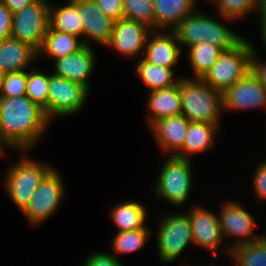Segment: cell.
Returning a JSON list of instances; mask_svg holds the SVG:
<instances>
[{"instance_id":"cell-1","label":"cell","mask_w":266,"mask_h":266,"mask_svg":"<svg viewBox=\"0 0 266 266\" xmlns=\"http://www.w3.org/2000/svg\"><path fill=\"white\" fill-rule=\"evenodd\" d=\"M49 123L44 110L27 95L0 97V126L12 147L28 151Z\"/></svg>"},{"instance_id":"cell-2","label":"cell","mask_w":266,"mask_h":266,"mask_svg":"<svg viewBox=\"0 0 266 266\" xmlns=\"http://www.w3.org/2000/svg\"><path fill=\"white\" fill-rule=\"evenodd\" d=\"M182 115L190 122L219 125L223 110V94L201 78H180ZM222 109V110H221Z\"/></svg>"},{"instance_id":"cell-3","label":"cell","mask_w":266,"mask_h":266,"mask_svg":"<svg viewBox=\"0 0 266 266\" xmlns=\"http://www.w3.org/2000/svg\"><path fill=\"white\" fill-rule=\"evenodd\" d=\"M172 31L180 45L187 47L205 41L225 51L233 49L244 39L222 23L196 10Z\"/></svg>"},{"instance_id":"cell-4","label":"cell","mask_w":266,"mask_h":266,"mask_svg":"<svg viewBox=\"0 0 266 266\" xmlns=\"http://www.w3.org/2000/svg\"><path fill=\"white\" fill-rule=\"evenodd\" d=\"M253 50L252 43L243 39L233 49L223 51L202 79L223 93L251 71Z\"/></svg>"},{"instance_id":"cell-5","label":"cell","mask_w":266,"mask_h":266,"mask_svg":"<svg viewBox=\"0 0 266 266\" xmlns=\"http://www.w3.org/2000/svg\"><path fill=\"white\" fill-rule=\"evenodd\" d=\"M24 155L9 168L5 187L13 203L24 212L43 178L53 169L45 162L34 161Z\"/></svg>"},{"instance_id":"cell-6","label":"cell","mask_w":266,"mask_h":266,"mask_svg":"<svg viewBox=\"0 0 266 266\" xmlns=\"http://www.w3.org/2000/svg\"><path fill=\"white\" fill-rule=\"evenodd\" d=\"M191 182L190 161L170 154L159 172L154 191L157 197H162L170 205L179 207L189 198Z\"/></svg>"},{"instance_id":"cell-7","label":"cell","mask_w":266,"mask_h":266,"mask_svg":"<svg viewBox=\"0 0 266 266\" xmlns=\"http://www.w3.org/2000/svg\"><path fill=\"white\" fill-rule=\"evenodd\" d=\"M50 4L37 0L13 13L11 37L19 39L34 48L41 49L49 28Z\"/></svg>"},{"instance_id":"cell-8","label":"cell","mask_w":266,"mask_h":266,"mask_svg":"<svg viewBox=\"0 0 266 266\" xmlns=\"http://www.w3.org/2000/svg\"><path fill=\"white\" fill-rule=\"evenodd\" d=\"M163 218L157 231L156 241L160 259L167 264L175 260L190 242L193 244V237L187 214H168Z\"/></svg>"},{"instance_id":"cell-9","label":"cell","mask_w":266,"mask_h":266,"mask_svg":"<svg viewBox=\"0 0 266 266\" xmlns=\"http://www.w3.org/2000/svg\"><path fill=\"white\" fill-rule=\"evenodd\" d=\"M48 120L53 116L75 114L87 99L89 90L77 82L64 77L50 75L48 86Z\"/></svg>"},{"instance_id":"cell-10","label":"cell","mask_w":266,"mask_h":266,"mask_svg":"<svg viewBox=\"0 0 266 266\" xmlns=\"http://www.w3.org/2000/svg\"><path fill=\"white\" fill-rule=\"evenodd\" d=\"M61 178L59 172L52 169L37 187L29 206L23 212L31 225H39L58 209L65 191Z\"/></svg>"},{"instance_id":"cell-11","label":"cell","mask_w":266,"mask_h":266,"mask_svg":"<svg viewBox=\"0 0 266 266\" xmlns=\"http://www.w3.org/2000/svg\"><path fill=\"white\" fill-rule=\"evenodd\" d=\"M223 236H235L241 240H237L234 244L225 250L230 255L232 248L242 244H246L259 239L261 236H251L254 231L255 223L253 217L247 212L241 204L234 201H226L221 213L218 215Z\"/></svg>"},{"instance_id":"cell-12","label":"cell","mask_w":266,"mask_h":266,"mask_svg":"<svg viewBox=\"0 0 266 266\" xmlns=\"http://www.w3.org/2000/svg\"><path fill=\"white\" fill-rule=\"evenodd\" d=\"M223 110L266 108V88L250 71L245 77L223 93Z\"/></svg>"},{"instance_id":"cell-13","label":"cell","mask_w":266,"mask_h":266,"mask_svg":"<svg viewBox=\"0 0 266 266\" xmlns=\"http://www.w3.org/2000/svg\"><path fill=\"white\" fill-rule=\"evenodd\" d=\"M152 33L155 31L147 25L123 18L114 23L111 40L106 47L128 57L135 56L143 50L147 37L153 35Z\"/></svg>"},{"instance_id":"cell-14","label":"cell","mask_w":266,"mask_h":266,"mask_svg":"<svg viewBox=\"0 0 266 266\" xmlns=\"http://www.w3.org/2000/svg\"><path fill=\"white\" fill-rule=\"evenodd\" d=\"M78 7L83 22V37L85 45H89L88 39L107 46L111 40L114 23L106 16L95 0H72Z\"/></svg>"},{"instance_id":"cell-15","label":"cell","mask_w":266,"mask_h":266,"mask_svg":"<svg viewBox=\"0 0 266 266\" xmlns=\"http://www.w3.org/2000/svg\"><path fill=\"white\" fill-rule=\"evenodd\" d=\"M188 212L186 214L191 223L193 245L210 249L217 258L216 251L220 242L223 241L219 217L200 206H195Z\"/></svg>"},{"instance_id":"cell-16","label":"cell","mask_w":266,"mask_h":266,"mask_svg":"<svg viewBox=\"0 0 266 266\" xmlns=\"http://www.w3.org/2000/svg\"><path fill=\"white\" fill-rule=\"evenodd\" d=\"M91 47L85 45L73 54L56 59L54 64L55 72L53 74L77 82L89 90L88 78L94 70L96 62L95 54Z\"/></svg>"},{"instance_id":"cell-17","label":"cell","mask_w":266,"mask_h":266,"mask_svg":"<svg viewBox=\"0 0 266 266\" xmlns=\"http://www.w3.org/2000/svg\"><path fill=\"white\" fill-rule=\"evenodd\" d=\"M190 121L184 115L156 120L149 127L162 152L175 155L183 146Z\"/></svg>"},{"instance_id":"cell-18","label":"cell","mask_w":266,"mask_h":266,"mask_svg":"<svg viewBox=\"0 0 266 266\" xmlns=\"http://www.w3.org/2000/svg\"><path fill=\"white\" fill-rule=\"evenodd\" d=\"M154 34L156 35L153 38H149L150 41L147 37L143 58L152 64L173 68L178 63L182 51L174 32L170 30L167 34H159L155 31Z\"/></svg>"},{"instance_id":"cell-19","label":"cell","mask_w":266,"mask_h":266,"mask_svg":"<svg viewBox=\"0 0 266 266\" xmlns=\"http://www.w3.org/2000/svg\"><path fill=\"white\" fill-rule=\"evenodd\" d=\"M38 52L19 39L8 37L0 42V69L7 73L25 71Z\"/></svg>"},{"instance_id":"cell-20","label":"cell","mask_w":266,"mask_h":266,"mask_svg":"<svg viewBox=\"0 0 266 266\" xmlns=\"http://www.w3.org/2000/svg\"><path fill=\"white\" fill-rule=\"evenodd\" d=\"M147 101L149 125L161 118L182 115L180 77L178 82L169 88L149 92Z\"/></svg>"},{"instance_id":"cell-21","label":"cell","mask_w":266,"mask_h":266,"mask_svg":"<svg viewBox=\"0 0 266 266\" xmlns=\"http://www.w3.org/2000/svg\"><path fill=\"white\" fill-rule=\"evenodd\" d=\"M197 0H153L154 3V31L170 27L173 30L189 14L193 13Z\"/></svg>"},{"instance_id":"cell-22","label":"cell","mask_w":266,"mask_h":266,"mask_svg":"<svg viewBox=\"0 0 266 266\" xmlns=\"http://www.w3.org/2000/svg\"><path fill=\"white\" fill-rule=\"evenodd\" d=\"M219 126L207 122H190L182 148L174 155L190 160L188 155L206 151L215 145L214 134Z\"/></svg>"},{"instance_id":"cell-23","label":"cell","mask_w":266,"mask_h":266,"mask_svg":"<svg viewBox=\"0 0 266 266\" xmlns=\"http://www.w3.org/2000/svg\"><path fill=\"white\" fill-rule=\"evenodd\" d=\"M85 46L83 40L70 33L52 29L50 26L38 51V58L43 54L54 57L55 60L73 54Z\"/></svg>"},{"instance_id":"cell-24","label":"cell","mask_w":266,"mask_h":266,"mask_svg":"<svg viewBox=\"0 0 266 266\" xmlns=\"http://www.w3.org/2000/svg\"><path fill=\"white\" fill-rule=\"evenodd\" d=\"M49 26L78 38L84 33L81 15L72 0H69L68 4L61 8L50 5Z\"/></svg>"},{"instance_id":"cell-25","label":"cell","mask_w":266,"mask_h":266,"mask_svg":"<svg viewBox=\"0 0 266 266\" xmlns=\"http://www.w3.org/2000/svg\"><path fill=\"white\" fill-rule=\"evenodd\" d=\"M113 222L118 232L133 231L145 228L146 210L141 203L122 202L111 211Z\"/></svg>"},{"instance_id":"cell-26","label":"cell","mask_w":266,"mask_h":266,"mask_svg":"<svg viewBox=\"0 0 266 266\" xmlns=\"http://www.w3.org/2000/svg\"><path fill=\"white\" fill-rule=\"evenodd\" d=\"M136 73L148 87L149 92L169 88L175 85L179 78L174 80L172 68H165L146 61L143 57L136 65Z\"/></svg>"},{"instance_id":"cell-27","label":"cell","mask_w":266,"mask_h":266,"mask_svg":"<svg viewBox=\"0 0 266 266\" xmlns=\"http://www.w3.org/2000/svg\"><path fill=\"white\" fill-rule=\"evenodd\" d=\"M189 63L194 73V78H203L217 61L223 50L209 42H201L189 46Z\"/></svg>"},{"instance_id":"cell-28","label":"cell","mask_w":266,"mask_h":266,"mask_svg":"<svg viewBox=\"0 0 266 266\" xmlns=\"http://www.w3.org/2000/svg\"><path fill=\"white\" fill-rule=\"evenodd\" d=\"M50 75H44L39 70L27 72L26 95L41 109L44 110L48 118V86Z\"/></svg>"},{"instance_id":"cell-29","label":"cell","mask_w":266,"mask_h":266,"mask_svg":"<svg viewBox=\"0 0 266 266\" xmlns=\"http://www.w3.org/2000/svg\"><path fill=\"white\" fill-rule=\"evenodd\" d=\"M151 234L152 230L150 228L118 232L111 244L116 254H127L143 248L146 239Z\"/></svg>"},{"instance_id":"cell-30","label":"cell","mask_w":266,"mask_h":266,"mask_svg":"<svg viewBox=\"0 0 266 266\" xmlns=\"http://www.w3.org/2000/svg\"><path fill=\"white\" fill-rule=\"evenodd\" d=\"M124 18L141 22L154 30L153 0H123Z\"/></svg>"},{"instance_id":"cell-31","label":"cell","mask_w":266,"mask_h":266,"mask_svg":"<svg viewBox=\"0 0 266 266\" xmlns=\"http://www.w3.org/2000/svg\"><path fill=\"white\" fill-rule=\"evenodd\" d=\"M217 5L220 17L224 19H240L259 8V0H212ZM257 7V8H256Z\"/></svg>"},{"instance_id":"cell-32","label":"cell","mask_w":266,"mask_h":266,"mask_svg":"<svg viewBox=\"0 0 266 266\" xmlns=\"http://www.w3.org/2000/svg\"><path fill=\"white\" fill-rule=\"evenodd\" d=\"M27 72L7 73L0 89V97H21L26 95Z\"/></svg>"},{"instance_id":"cell-33","label":"cell","mask_w":266,"mask_h":266,"mask_svg":"<svg viewBox=\"0 0 266 266\" xmlns=\"http://www.w3.org/2000/svg\"><path fill=\"white\" fill-rule=\"evenodd\" d=\"M102 12L113 21L124 18L123 0H95Z\"/></svg>"},{"instance_id":"cell-34","label":"cell","mask_w":266,"mask_h":266,"mask_svg":"<svg viewBox=\"0 0 266 266\" xmlns=\"http://www.w3.org/2000/svg\"><path fill=\"white\" fill-rule=\"evenodd\" d=\"M84 266H123L115 254L97 252L89 255Z\"/></svg>"},{"instance_id":"cell-35","label":"cell","mask_w":266,"mask_h":266,"mask_svg":"<svg viewBox=\"0 0 266 266\" xmlns=\"http://www.w3.org/2000/svg\"><path fill=\"white\" fill-rule=\"evenodd\" d=\"M255 170L253 180L254 193L260 201L266 199V161H262Z\"/></svg>"},{"instance_id":"cell-36","label":"cell","mask_w":266,"mask_h":266,"mask_svg":"<svg viewBox=\"0 0 266 266\" xmlns=\"http://www.w3.org/2000/svg\"><path fill=\"white\" fill-rule=\"evenodd\" d=\"M13 13L0 0V42L11 37Z\"/></svg>"},{"instance_id":"cell-37","label":"cell","mask_w":266,"mask_h":266,"mask_svg":"<svg viewBox=\"0 0 266 266\" xmlns=\"http://www.w3.org/2000/svg\"><path fill=\"white\" fill-rule=\"evenodd\" d=\"M265 48L266 44L264 43ZM256 50L254 48L252 58H251V72L253 75L258 79V81L266 88V61L262 62L259 61L258 57L256 56Z\"/></svg>"},{"instance_id":"cell-38","label":"cell","mask_w":266,"mask_h":266,"mask_svg":"<svg viewBox=\"0 0 266 266\" xmlns=\"http://www.w3.org/2000/svg\"><path fill=\"white\" fill-rule=\"evenodd\" d=\"M6 7L12 12L15 13L17 11L22 10L24 7L32 4L37 0H1Z\"/></svg>"},{"instance_id":"cell-39","label":"cell","mask_w":266,"mask_h":266,"mask_svg":"<svg viewBox=\"0 0 266 266\" xmlns=\"http://www.w3.org/2000/svg\"><path fill=\"white\" fill-rule=\"evenodd\" d=\"M260 29L263 42L266 40V0H259Z\"/></svg>"},{"instance_id":"cell-40","label":"cell","mask_w":266,"mask_h":266,"mask_svg":"<svg viewBox=\"0 0 266 266\" xmlns=\"http://www.w3.org/2000/svg\"><path fill=\"white\" fill-rule=\"evenodd\" d=\"M2 145H9L12 146L4 137L2 130H1V126H0V156L3 155L4 153V148Z\"/></svg>"},{"instance_id":"cell-41","label":"cell","mask_w":266,"mask_h":266,"mask_svg":"<svg viewBox=\"0 0 266 266\" xmlns=\"http://www.w3.org/2000/svg\"><path fill=\"white\" fill-rule=\"evenodd\" d=\"M5 75L6 73L0 69V89H1L2 83L4 82Z\"/></svg>"}]
</instances>
